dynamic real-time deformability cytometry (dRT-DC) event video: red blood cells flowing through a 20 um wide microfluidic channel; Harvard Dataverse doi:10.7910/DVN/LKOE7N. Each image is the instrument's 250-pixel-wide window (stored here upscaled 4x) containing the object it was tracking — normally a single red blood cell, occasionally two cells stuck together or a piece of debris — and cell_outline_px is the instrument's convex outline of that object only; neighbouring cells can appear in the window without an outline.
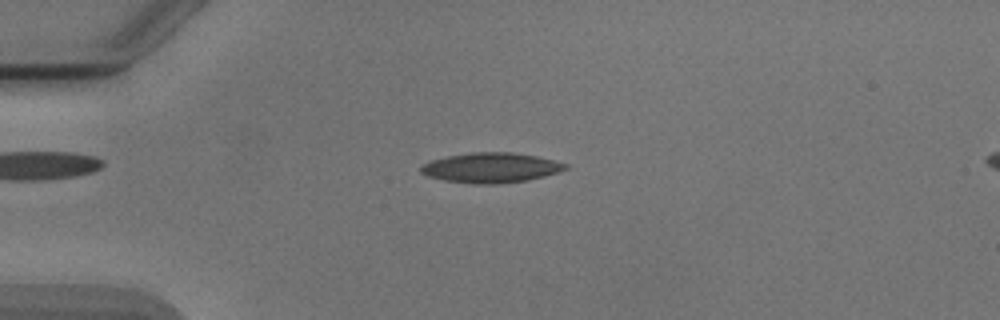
{"species": "Egyptian fruit bat (a non-hibernating species)", "species_latin": "Rousettus aegyptiacus", "temperature_condition": "cold", "stored_images_in_passage": 36, "camera_frame_rate_fps": 3000, "um_per_image_px": 0.085, "animal": {"sex": "male"}, "frame": {"image": 1, "passage_image": 3, "time_ms": 0.667, "image_size_px": [1000, 320], "cell_outline_px": [[568, 168], [560, 172], [528, 180], [496, 184], [472, 184], [444, 180], [428, 176], [420, 172], [420, 164], [428, 160], [448, 156], [472, 152], [512, 152], [536, 156], [568, 164]], "centroid_in_image_um": [41.7, 14.25], "position_along_channel_um": 43.3, "area_um2": 25.43}}
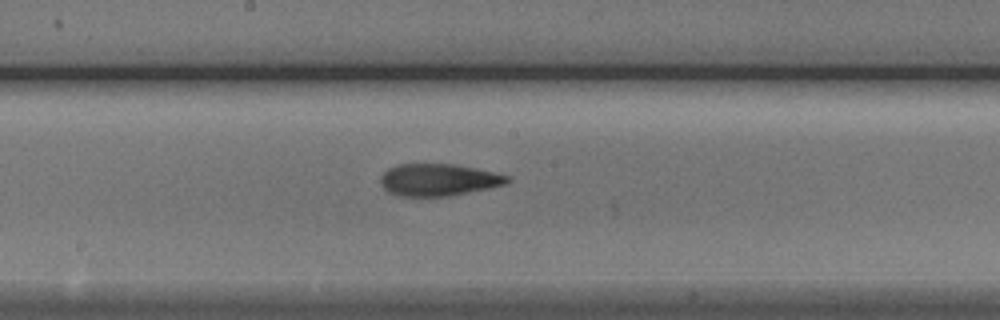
{"frame": {"image": 2, "passage_image": 18, "time_ms": 5.667, "image_size_px": [1000, 320], "cell_outline_px": [[512, 180], [504, 184], [488, 188], [452, 196], [400, 196], [388, 192], [380, 184], [380, 176], [388, 168], [400, 164], [452, 164], [476, 168], [512, 176]], "centroid_in_image_um": [37.28, 15.28], "position_along_channel_um": 210.9, "area_um2": 23.81}}
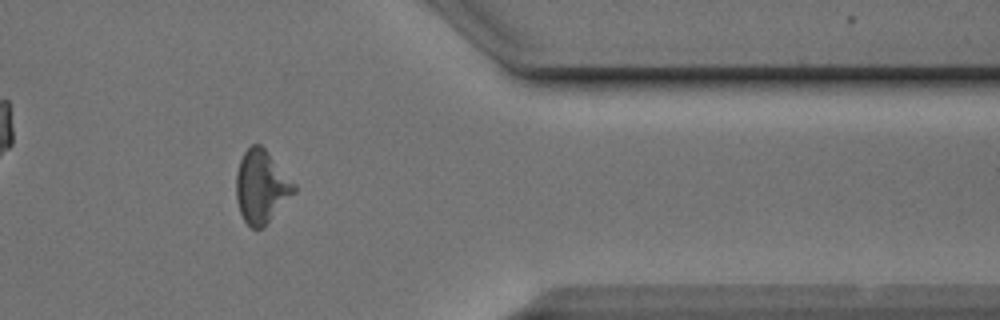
{"frame": {"image": 3, "passage_image": 33, "time_ms": 10.667, "image_size_px": [1000, 320], "cell_outline_px": [[296, 192], [264, 228], [252, 228], [244, 220], [240, 212], [236, 200], [236, 172], [240, 160], [244, 152], [252, 144], [260, 144], [268, 152], [296, 184]], "centroid_in_image_um": [22.23, 15.88], "position_along_channel_um": 389.2, "area_um2": 24.74}, "authors_computed_cell_mechanics": {"area_um2": 23.6402, "velocity_mm_per_s": 3.8899, "shape_relaxation_time_tau1_ms": 6.7751, "shape_relaxation_time_tau2_ms": 4.3153, "deformation_change_tau1": 0.1637, "deformation_change_tau2": 0.1409}}